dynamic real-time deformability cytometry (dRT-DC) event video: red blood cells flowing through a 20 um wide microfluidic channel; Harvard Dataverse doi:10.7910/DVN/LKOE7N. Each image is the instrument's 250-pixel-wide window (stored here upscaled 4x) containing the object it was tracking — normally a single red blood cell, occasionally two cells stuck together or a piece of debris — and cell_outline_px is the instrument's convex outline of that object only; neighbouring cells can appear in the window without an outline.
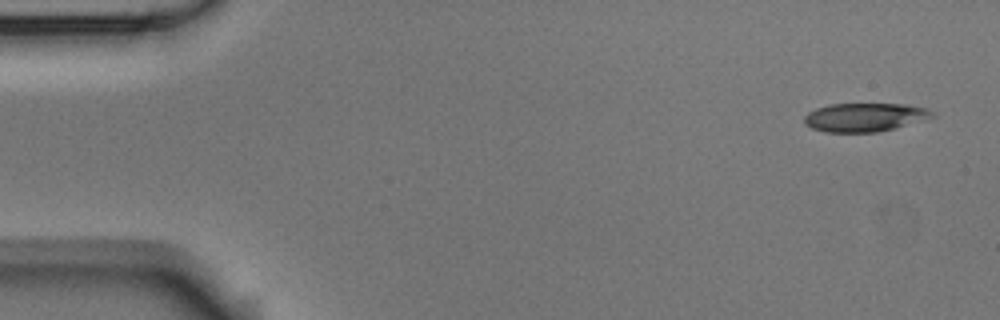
{"species": "Egyptian fruit bat (a non-hibernating species)", "species_latin": "Rousettus aegyptiacus", "temperature_condition": "room temperature", "stored_images_in_passage": 5, "camera_frame_rate_fps": 3000, "um_per_image_px": 0.085, "animal": {"sex": "male"}, "frame": {"image": 1, "passage_image": 1, "time_ms": 0.0, "image_size_px": [1000, 320], "cell_outline_px": [[936, 116], [896, 128], [876, 132], [824, 132], [812, 128], [804, 124], [804, 116], [808, 112], [816, 108], [828, 104], [904, 104], [928, 108], [936, 112]], "centroid_in_image_um": [73.51, 9.96], "position_along_channel_um": 11.5, "area_um2": 21.5}}
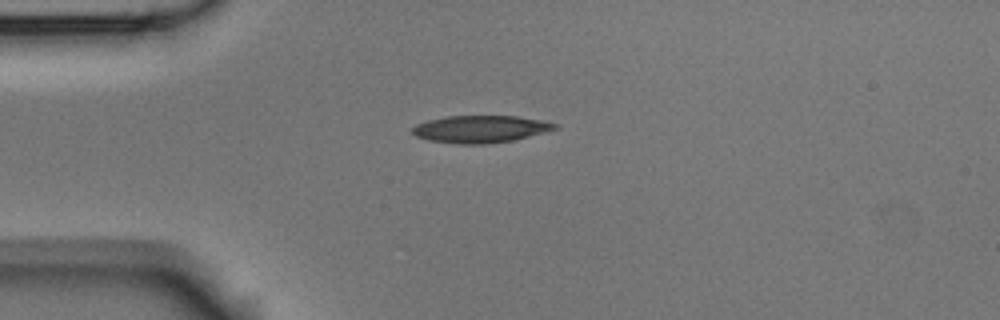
{"frame": {"image": 2, "passage_image": 4, "time_ms": 3.667, "image_size_px": [1000, 320], "cell_outline_px": [[560, 128], [512, 140], [488, 144], [456, 144], [428, 140], [416, 136], [412, 132], [412, 128], [416, 124], [428, 120], [444, 116], [516, 116], [544, 120], [560, 124]], "centroid_in_image_um": [40.86, 10.96], "position_along_channel_um": 44.1, "area_um2": 22.77}}